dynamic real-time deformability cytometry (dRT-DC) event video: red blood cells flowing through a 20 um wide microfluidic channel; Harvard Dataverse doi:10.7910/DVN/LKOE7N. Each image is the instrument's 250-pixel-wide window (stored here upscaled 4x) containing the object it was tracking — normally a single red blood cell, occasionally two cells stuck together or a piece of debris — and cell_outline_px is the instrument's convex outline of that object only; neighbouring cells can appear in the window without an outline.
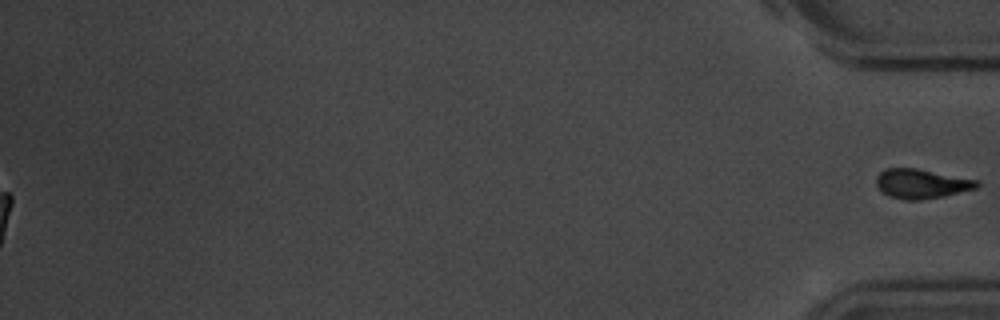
{"species": "common noctule bat (a hibernating species)", "species_latin": "Nyctalus noctula", "temperature_condition": "room temperature", "stored_images_in_passage": 45, "segment_of_instrument_passage": [2, 2], "camera_frame_rate_fps": 3000, "um_per_image_px": 0.085, "animal": {"sex": "male", "body_mass_g": 20.1, "forearm_length_mm": 53.5}, "frame": {"image": 1, "passage_image": 45, "time_ms": 14.667, "image_size_px": [1000, 320], "cell_outline_px": [[980, 184], [976, 188], [944, 196], [920, 200], [904, 200], [888, 196], [880, 192], [876, 184], [876, 176], [884, 168], [916, 168], [980, 180]], "centroid_in_image_um": [78.3, 15.61], "position_along_channel_um": 356.9, "area_um2": 17.51}}